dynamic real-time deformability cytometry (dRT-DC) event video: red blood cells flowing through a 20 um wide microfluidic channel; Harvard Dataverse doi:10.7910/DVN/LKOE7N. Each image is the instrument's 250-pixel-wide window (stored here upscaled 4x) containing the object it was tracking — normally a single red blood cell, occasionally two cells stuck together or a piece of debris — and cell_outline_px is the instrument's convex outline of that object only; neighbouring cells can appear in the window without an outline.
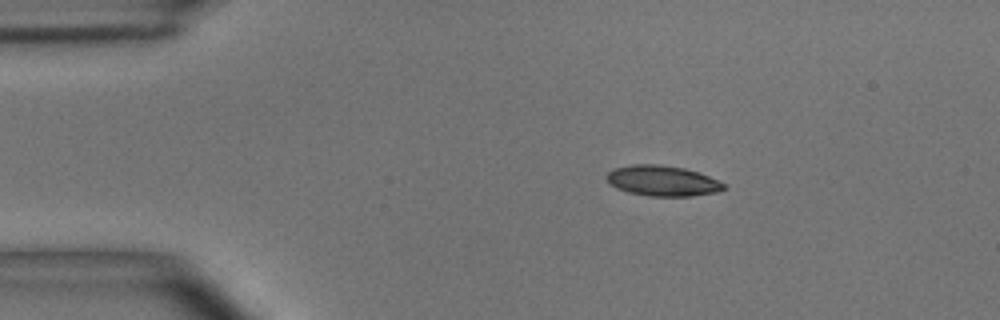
{"species": "common noctule bat (a hibernating species)", "species_latin": "Nyctalus noctula", "temperature_condition": "room temperature", "stored_images_in_passage": 46, "camera_frame_rate_fps": 3000, "um_per_image_px": 0.085, "animal": {"sex": "male", "body_mass_g": 15.6}, "frame": {"image": 1, "passage_image": 1, "time_ms": 0.0, "image_size_px": [1000, 320], "cell_outline_px": [[724, 188], [716, 192], [692, 196], [648, 196], [628, 192], [616, 188], [604, 176], [608, 172], [616, 168], [632, 164], [660, 164], [684, 168], [708, 176], [724, 184]], "centroid_in_image_um": [56.27, 15.37], "position_along_channel_um": 28.7, "area_um2": 20.58}}
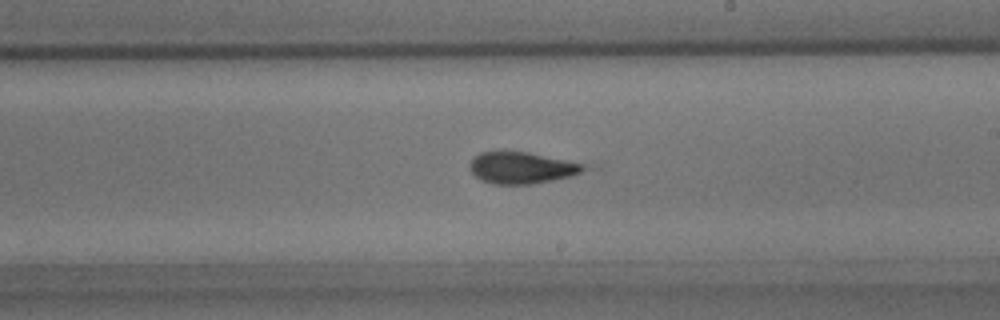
{"frame": {"image": 2, "passage_image": 23, "time_ms": 7.333, "image_size_px": [1000, 320], "cell_outline_px": [[600, 168], [572, 176], [532, 184], [492, 184], [480, 180], [472, 172], [472, 160], [480, 152], [528, 152], [600, 164]], "centroid_in_image_um": [44.69, 14.25], "position_along_channel_um": 244.3, "area_um2": 22.02}}
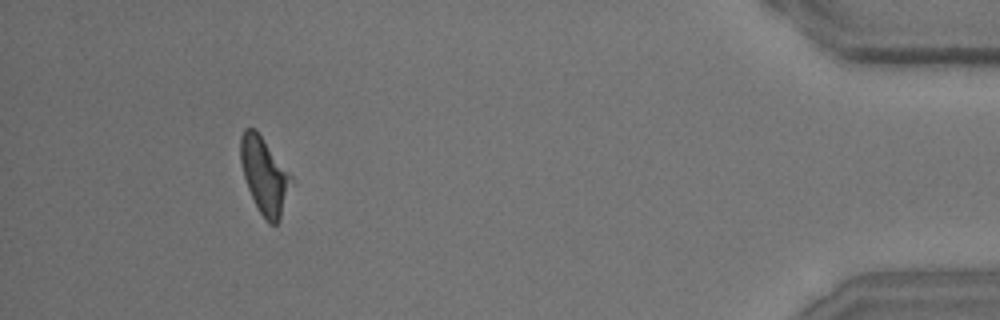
{"frame": {"image": 3, "passage_image": 42, "time_ms": 13.667, "image_size_px": [1000, 320], "cell_outline_px": [[296, 180], [280, 220], [276, 224], [268, 224], [264, 220], [248, 188], [244, 176], [240, 160], [240, 136], [244, 128], [256, 128]], "centroid_in_image_um": [22.53, 14.93], "position_along_channel_um": 412.7, "area_um2": 23.18}, "authors_computed_cell_mechanics": {"area_um2": 21.8484, "velocity_mm_per_s": 3.646, "shape_relaxation_time_tau1_ms": null, "shape_relaxation_time_tau2_ms": 1.6029, "deformation_change_tau1": null, "deformation_change_tau2": 0.0999}}